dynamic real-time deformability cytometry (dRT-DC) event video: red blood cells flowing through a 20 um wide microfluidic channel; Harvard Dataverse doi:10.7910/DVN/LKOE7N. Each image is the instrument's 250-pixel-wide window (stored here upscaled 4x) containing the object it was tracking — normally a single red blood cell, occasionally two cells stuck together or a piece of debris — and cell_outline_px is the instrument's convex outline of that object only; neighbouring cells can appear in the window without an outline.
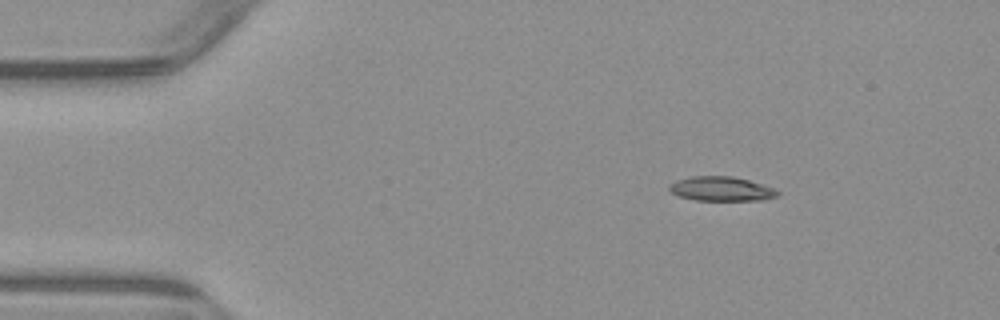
{"species": "common noctule bat (a hibernating species)", "species_latin": "Nyctalus noctula", "temperature_condition": "warm", "stored_images_in_passage": 3, "camera_frame_rate_fps": 3000, "um_per_image_px": 0.085, "animal": {"sex": "male", "body_mass_g": 23.1, "forearm_length_mm": 52.7}, "frame": {"image": 1, "passage_image": 1, "time_ms": 0.0, "image_size_px": [1000, 320], "cell_outline_px": [[780, 192], [776, 196], [764, 200], [696, 200], [680, 196], [672, 192], [668, 188], [668, 184], [676, 180], [692, 176], [732, 176], [748, 180], [776, 188]], "centroid_in_image_um": [61.32, 16.04], "position_along_channel_um": 23.7, "area_um2": 15.37}}